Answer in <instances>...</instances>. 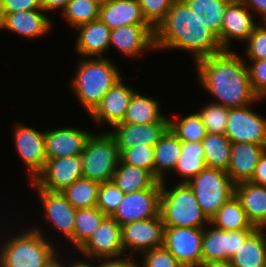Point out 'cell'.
<instances>
[{
    "label": "cell",
    "instance_id": "obj_16",
    "mask_svg": "<svg viewBox=\"0 0 266 267\" xmlns=\"http://www.w3.org/2000/svg\"><path fill=\"white\" fill-rule=\"evenodd\" d=\"M255 16L239 0H231L226 6L221 34L218 37L223 50H230L231 40L246 41L258 25Z\"/></svg>",
    "mask_w": 266,
    "mask_h": 267
},
{
    "label": "cell",
    "instance_id": "obj_45",
    "mask_svg": "<svg viewBox=\"0 0 266 267\" xmlns=\"http://www.w3.org/2000/svg\"><path fill=\"white\" fill-rule=\"evenodd\" d=\"M251 64L248 65V70L252 90L263 99L266 96V59L252 61Z\"/></svg>",
    "mask_w": 266,
    "mask_h": 267
},
{
    "label": "cell",
    "instance_id": "obj_52",
    "mask_svg": "<svg viewBox=\"0 0 266 267\" xmlns=\"http://www.w3.org/2000/svg\"><path fill=\"white\" fill-rule=\"evenodd\" d=\"M202 267H234L230 261L224 262H213L209 264L202 265Z\"/></svg>",
    "mask_w": 266,
    "mask_h": 267
},
{
    "label": "cell",
    "instance_id": "obj_23",
    "mask_svg": "<svg viewBox=\"0 0 266 267\" xmlns=\"http://www.w3.org/2000/svg\"><path fill=\"white\" fill-rule=\"evenodd\" d=\"M79 32L75 41V50L83 58H102L110 47L111 29L100 19L83 24L76 28Z\"/></svg>",
    "mask_w": 266,
    "mask_h": 267
},
{
    "label": "cell",
    "instance_id": "obj_15",
    "mask_svg": "<svg viewBox=\"0 0 266 267\" xmlns=\"http://www.w3.org/2000/svg\"><path fill=\"white\" fill-rule=\"evenodd\" d=\"M83 177L81 156L47 159L43 171L33 181L40 189L62 192Z\"/></svg>",
    "mask_w": 266,
    "mask_h": 267
},
{
    "label": "cell",
    "instance_id": "obj_7",
    "mask_svg": "<svg viewBox=\"0 0 266 267\" xmlns=\"http://www.w3.org/2000/svg\"><path fill=\"white\" fill-rule=\"evenodd\" d=\"M187 184L209 221L235 193V183L229 174L217 168L206 167Z\"/></svg>",
    "mask_w": 266,
    "mask_h": 267
},
{
    "label": "cell",
    "instance_id": "obj_38",
    "mask_svg": "<svg viewBox=\"0 0 266 267\" xmlns=\"http://www.w3.org/2000/svg\"><path fill=\"white\" fill-rule=\"evenodd\" d=\"M99 8L98 4L88 0H70L62 12L67 23L77 28L99 19Z\"/></svg>",
    "mask_w": 266,
    "mask_h": 267
},
{
    "label": "cell",
    "instance_id": "obj_6",
    "mask_svg": "<svg viewBox=\"0 0 266 267\" xmlns=\"http://www.w3.org/2000/svg\"><path fill=\"white\" fill-rule=\"evenodd\" d=\"M81 157L84 178L100 184L109 182L120 161L119 146L108 131L92 133Z\"/></svg>",
    "mask_w": 266,
    "mask_h": 267
},
{
    "label": "cell",
    "instance_id": "obj_3",
    "mask_svg": "<svg viewBox=\"0 0 266 267\" xmlns=\"http://www.w3.org/2000/svg\"><path fill=\"white\" fill-rule=\"evenodd\" d=\"M78 64L71 88L90 115L122 77L115 64L106 57H81Z\"/></svg>",
    "mask_w": 266,
    "mask_h": 267
},
{
    "label": "cell",
    "instance_id": "obj_21",
    "mask_svg": "<svg viewBox=\"0 0 266 267\" xmlns=\"http://www.w3.org/2000/svg\"><path fill=\"white\" fill-rule=\"evenodd\" d=\"M169 128V122L149 124L118 123L108 131L119 146V150L133 148L136 144L155 146L160 137ZM114 129V130H113Z\"/></svg>",
    "mask_w": 266,
    "mask_h": 267
},
{
    "label": "cell",
    "instance_id": "obj_1",
    "mask_svg": "<svg viewBox=\"0 0 266 267\" xmlns=\"http://www.w3.org/2000/svg\"><path fill=\"white\" fill-rule=\"evenodd\" d=\"M247 58L223 50L195 62L199 84L228 108L253 105L259 98L252 90Z\"/></svg>",
    "mask_w": 266,
    "mask_h": 267
},
{
    "label": "cell",
    "instance_id": "obj_30",
    "mask_svg": "<svg viewBox=\"0 0 266 267\" xmlns=\"http://www.w3.org/2000/svg\"><path fill=\"white\" fill-rule=\"evenodd\" d=\"M159 104L157 99L135 92L131 97L121 123L149 124L153 122H169L170 118L161 113Z\"/></svg>",
    "mask_w": 266,
    "mask_h": 267
},
{
    "label": "cell",
    "instance_id": "obj_35",
    "mask_svg": "<svg viewBox=\"0 0 266 267\" xmlns=\"http://www.w3.org/2000/svg\"><path fill=\"white\" fill-rule=\"evenodd\" d=\"M100 183L81 177L61 193L75 209L94 207L98 200Z\"/></svg>",
    "mask_w": 266,
    "mask_h": 267
},
{
    "label": "cell",
    "instance_id": "obj_54",
    "mask_svg": "<svg viewBox=\"0 0 266 267\" xmlns=\"http://www.w3.org/2000/svg\"><path fill=\"white\" fill-rule=\"evenodd\" d=\"M49 267H60V265L55 261L53 264H51Z\"/></svg>",
    "mask_w": 266,
    "mask_h": 267
},
{
    "label": "cell",
    "instance_id": "obj_44",
    "mask_svg": "<svg viewBox=\"0 0 266 267\" xmlns=\"http://www.w3.org/2000/svg\"><path fill=\"white\" fill-rule=\"evenodd\" d=\"M141 255L142 267H184L164 246L153 248ZM140 265L138 267H141Z\"/></svg>",
    "mask_w": 266,
    "mask_h": 267
},
{
    "label": "cell",
    "instance_id": "obj_12",
    "mask_svg": "<svg viewBox=\"0 0 266 267\" xmlns=\"http://www.w3.org/2000/svg\"><path fill=\"white\" fill-rule=\"evenodd\" d=\"M122 245L127 256L133 258L134 252L141 254L153 248L163 246L164 224L160 215L151 219H142L121 226Z\"/></svg>",
    "mask_w": 266,
    "mask_h": 267
},
{
    "label": "cell",
    "instance_id": "obj_22",
    "mask_svg": "<svg viewBox=\"0 0 266 267\" xmlns=\"http://www.w3.org/2000/svg\"><path fill=\"white\" fill-rule=\"evenodd\" d=\"M44 9L20 11L11 14H0V29H6L29 39L41 38L49 33L51 19Z\"/></svg>",
    "mask_w": 266,
    "mask_h": 267
},
{
    "label": "cell",
    "instance_id": "obj_14",
    "mask_svg": "<svg viewBox=\"0 0 266 267\" xmlns=\"http://www.w3.org/2000/svg\"><path fill=\"white\" fill-rule=\"evenodd\" d=\"M161 188H147L125 194L111 216L120 226L159 216Z\"/></svg>",
    "mask_w": 266,
    "mask_h": 267
},
{
    "label": "cell",
    "instance_id": "obj_46",
    "mask_svg": "<svg viewBox=\"0 0 266 267\" xmlns=\"http://www.w3.org/2000/svg\"><path fill=\"white\" fill-rule=\"evenodd\" d=\"M42 9L41 0H0V14Z\"/></svg>",
    "mask_w": 266,
    "mask_h": 267
},
{
    "label": "cell",
    "instance_id": "obj_24",
    "mask_svg": "<svg viewBox=\"0 0 266 267\" xmlns=\"http://www.w3.org/2000/svg\"><path fill=\"white\" fill-rule=\"evenodd\" d=\"M265 150V146L255 143L231 144L230 162L226 172L235 184L252 178L259 158Z\"/></svg>",
    "mask_w": 266,
    "mask_h": 267
},
{
    "label": "cell",
    "instance_id": "obj_18",
    "mask_svg": "<svg viewBox=\"0 0 266 267\" xmlns=\"http://www.w3.org/2000/svg\"><path fill=\"white\" fill-rule=\"evenodd\" d=\"M91 133L77 127H63L45 132L47 159L81 156Z\"/></svg>",
    "mask_w": 266,
    "mask_h": 267
},
{
    "label": "cell",
    "instance_id": "obj_20",
    "mask_svg": "<svg viewBox=\"0 0 266 267\" xmlns=\"http://www.w3.org/2000/svg\"><path fill=\"white\" fill-rule=\"evenodd\" d=\"M135 92V89L126 86L120 79L102 98L100 104L89 116L97 124L101 125L105 122L112 128L122 122L131 97Z\"/></svg>",
    "mask_w": 266,
    "mask_h": 267
},
{
    "label": "cell",
    "instance_id": "obj_39",
    "mask_svg": "<svg viewBox=\"0 0 266 267\" xmlns=\"http://www.w3.org/2000/svg\"><path fill=\"white\" fill-rule=\"evenodd\" d=\"M229 109L221 104L209 102L197 112L207 133L225 134Z\"/></svg>",
    "mask_w": 266,
    "mask_h": 267
},
{
    "label": "cell",
    "instance_id": "obj_50",
    "mask_svg": "<svg viewBox=\"0 0 266 267\" xmlns=\"http://www.w3.org/2000/svg\"><path fill=\"white\" fill-rule=\"evenodd\" d=\"M70 0H41V6L45 12L59 10L63 11Z\"/></svg>",
    "mask_w": 266,
    "mask_h": 267
},
{
    "label": "cell",
    "instance_id": "obj_40",
    "mask_svg": "<svg viewBox=\"0 0 266 267\" xmlns=\"http://www.w3.org/2000/svg\"><path fill=\"white\" fill-rule=\"evenodd\" d=\"M120 151V162L149 171L154 176V146L138 145Z\"/></svg>",
    "mask_w": 266,
    "mask_h": 267
},
{
    "label": "cell",
    "instance_id": "obj_47",
    "mask_svg": "<svg viewBox=\"0 0 266 267\" xmlns=\"http://www.w3.org/2000/svg\"><path fill=\"white\" fill-rule=\"evenodd\" d=\"M249 181L256 185L266 186V150L260 156L254 174Z\"/></svg>",
    "mask_w": 266,
    "mask_h": 267
},
{
    "label": "cell",
    "instance_id": "obj_51",
    "mask_svg": "<svg viewBox=\"0 0 266 267\" xmlns=\"http://www.w3.org/2000/svg\"><path fill=\"white\" fill-rule=\"evenodd\" d=\"M55 261L60 265V267H95L94 265H91L90 262H86V261H81V260H77L74 262H71L69 265H67L66 263L64 264V260H60V257L57 255Z\"/></svg>",
    "mask_w": 266,
    "mask_h": 267
},
{
    "label": "cell",
    "instance_id": "obj_36",
    "mask_svg": "<svg viewBox=\"0 0 266 267\" xmlns=\"http://www.w3.org/2000/svg\"><path fill=\"white\" fill-rule=\"evenodd\" d=\"M107 216L96 206L77 209L73 230V246L79 249Z\"/></svg>",
    "mask_w": 266,
    "mask_h": 267
},
{
    "label": "cell",
    "instance_id": "obj_4",
    "mask_svg": "<svg viewBox=\"0 0 266 267\" xmlns=\"http://www.w3.org/2000/svg\"><path fill=\"white\" fill-rule=\"evenodd\" d=\"M41 229L33 227L9 236L0 248V267H49L59 252ZM58 251V252H57Z\"/></svg>",
    "mask_w": 266,
    "mask_h": 267
},
{
    "label": "cell",
    "instance_id": "obj_27",
    "mask_svg": "<svg viewBox=\"0 0 266 267\" xmlns=\"http://www.w3.org/2000/svg\"><path fill=\"white\" fill-rule=\"evenodd\" d=\"M180 155L181 140L168 128L154 146V177L165 181V174L174 171Z\"/></svg>",
    "mask_w": 266,
    "mask_h": 267
},
{
    "label": "cell",
    "instance_id": "obj_26",
    "mask_svg": "<svg viewBox=\"0 0 266 267\" xmlns=\"http://www.w3.org/2000/svg\"><path fill=\"white\" fill-rule=\"evenodd\" d=\"M234 194L252 225L256 228H266V186L244 181L235 184Z\"/></svg>",
    "mask_w": 266,
    "mask_h": 267
},
{
    "label": "cell",
    "instance_id": "obj_43",
    "mask_svg": "<svg viewBox=\"0 0 266 267\" xmlns=\"http://www.w3.org/2000/svg\"><path fill=\"white\" fill-rule=\"evenodd\" d=\"M266 23L259 24L246 40L245 55L248 60L258 61L266 59Z\"/></svg>",
    "mask_w": 266,
    "mask_h": 267
},
{
    "label": "cell",
    "instance_id": "obj_17",
    "mask_svg": "<svg viewBox=\"0 0 266 267\" xmlns=\"http://www.w3.org/2000/svg\"><path fill=\"white\" fill-rule=\"evenodd\" d=\"M31 185L39 194L40 202L45 209V218L73 244V230L77 209L68 202L61 192L40 189L33 181Z\"/></svg>",
    "mask_w": 266,
    "mask_h": 267
},
{
    "label": "cell",
    "instance_id": "obj_10",
    "mask_svg": "<svg viewBox=\"0 0 266 267\" xmlns=\"http://www.w3.org/2000/svg\"><path fill=\"white\" fill-rule=\"evenodd\" d=\"M252 105L230 108L225 135L232 143H255L266 147V118Z\"/></svg>",
    "mask_w": 266,
    "mask_h": 267
},
{
    "label": "cell",
    "instance_id": "obj_48",
    "mask_svg": "<svg viewBox=\"0 0 266 267\" xmlns=\"http://www.w3.org/2000/svg\"><path fill=\"white\" fill-rule=\"evenodd\" d=\"M242 2L255 17L262 18L263 23L266 22V0H239ZM256 12V13H255ZM259 14V15H258Z\"/></svg>",
    "mask_w": 266,
    "mask_h": 267
},
{
    "label": "cell",
    "instance_id": "obj_19",
    "mask_svg": "<svg viewBox=\"0 0 266 267\" xmlns=\"http://www.w3.org/2000/svg\"><path fill=\"white\" fill-rule=\"evenodd\" d=\"M109 45H113L128 58L149 49L155 51L154 29L150 25H124L111 29Z\"/></svg>",
    "mask_w": 266,
    "mask_h": 267
},
{
    "label": "cell",
    "instance_id": "obj_42",
    "mask_svg": "<svg viewBox=\"0 0 266 267\" xmlns=\"http://www.w3.org/2000/svg\"><path fill=\"white\" fill-rule=\"evenodd\" d=\"M146 22L155 30L175 0H137Z\"/></svg>",
    "mask_w": 266,
    "mask_h": 267
},
{
    "label": "cell",
    "instance_id": "obj_8",
    "mask_svg": "<svg viewBox=\"0 0 266 267\" xmlns=\"http://www.w3.org/2000/svg\"><path fill=\"white\" fill-rule=\"evenodd\" d=\"M78 251L86 260L91 258L92 263L93 258L99 261L122 260L121 257L125 254L121 226L112 217L107 216Z\"/></svg>",
    "mask_w": 266,
    "mask_h": 267
},
{
    "label": "cell",
    "instance_id": "obj_25",
    "mask_svg": "<svg viewBox=\"0 0 266 267\" xmlns=\"http://www.w3.org/2000/svg\"><path fill=\"white\" fill-rule=\"evenodd\" d=\"M99 19L110 29L124 25H149L137 0H108L99 8Z\"/></svg>",
    "mask_w": 266,
    "mask_h": 267
},
{
    "label": "cell",
    "instance_id": "obj_37",
    "mask_svg": "<svg viewBox=\"0 0 266 267\" xmlns=\"http://www.w3.org/2000/svg\"><path fill=\"white\" fill-rule=\"evenodd\" d=\"M169 128L181 141L201 142L207 134L198 113L189 114L178 120L169 119Z\"/></svg>",
    "mask_w": 266,
    "mask_h": 267
},
{
    "label": "cell",
    "instance_id": "obj_49",
    "mask_svg": "<svg viewBox=\"0 0 266 267\" xmlns=\"http://www.w3.org/2000/svg\"><path fill=\"white\" fill-rule=\"evenodd\" d=\"M100 265H96L95 267H138V263H135V260L132 258L126 257L122 260H110V261H102L99 262Z\"/></svg>",
    "mask_w": 266,
    "mask_h": 267
},
{
    "label": "cell",
    "instance_id": "obj_2",
    "mask_svg": "<svg viewBox=\"0 0 266 267\" xmlns=\"http://www.w3.org/2000/svg\"><path fill=\"white\" fill-rule=\"evenodd\" d=\"M155 50L189 51L196 62L223 51L218 37L204 25L183 0H175L154 30Z\"/></svg>",
    "mask_w": 266,
    "mask_h": 267
},
{
    "label": "cell",
    "instance_id": "obj_31",
    "mask_svg": "<svg viewBox=\"0 0 266 267\" xmlns=\"http://www.w3.org/2000/svg\"><path fill=\"white\" fill-rule=\"evenodd\" d=\"M209 224L226 231L256 229L249 221L241 202L235 194L221 206L210 219Z\"/></svg>",
    "mask_w": 266,
    "mask_h": 267
},
{
    "label": "cell",
    "instance_id": "obj_41",
    "mask_svg": "<svg viewBox=\"0 0 266 267\" xmlns=\"http://www.w3.org/2000/svg\"><path fill=\"white\" fill-rule=\"evenodd\" d=\"M125 193L112 181L101 183L96 207L106 216H112L123 200Z\"/></svg>",
    "mask_w": 266,
    "mask_h": 267
},
{
    "label": "cell",
    "instance_id": "obj_28",
    "mask_svg": "<svg viewBox=\"0 0 266 267\" xmlns=\"http://www.w3.org/2000/svg\"><path fill=\"white\" fill-rule=\"evenodd\" d=\"M266 235L256 228L240 245L230 262L234 267H266Z\"/></svg>",
    "mask_w": 266,
    "mask_h": 267
},
{
    "label": "cell",
    "instance_id": "obj_11",
    "mask_svg": "<svg viewBox=\"0 0 266 267\" xmlns=\"http://www.w3.org/2000/svg\"><path fill=\"white\" fill-rule=\"evenodd\" d=\"M204 227L202 238V265L213 262L230 261L240 245L254 230L218 229L215 226Z\"/></svg>",
    "mask_w": 266,
    "mask_h": 267
},
{
    "label": "cell",
    "instance_id": "obj_13",
    "mask_svg": "<svg viewBox=\"0 0 266 267\" xmlns=\"http://www.w3.org/2000/svg\"><path fill=\"white\" fill-rule=\"evenodd\" d=\"M14 141L16 151L24 161L31 177L30 182L43 171L46 161L45 132L36 131L33 127L16 123Z\"/></svg>",
    "mask_w": 266,
    "mask_h": 267
},
{
    "label": "cell",
    "instance_id": "obj_29",
    "mask_svg": "<svg viewBox=\"0 0 266 267\" xmlns=\"http://www.w3.org/2000/svg\"><path fill=\"white\" fill-rule=\"evenodd\" d=\"M111 181L125 194L147 188H161V182L149 171L120 161Z\"/></svg>",
    "mask_w": 266,
    "mask_h": 267
},
{
    "label": "cell",
    "instance_id": "obj_32",
    "mask_svg": "<svg viewBox=\"0 0 266 267\" xmlns=\"http://www.w3.org/2000/svg\"><path fill=\"white\" fill-rule=\"evenodd\" d=\"M206 167L202 143L181 141V155L174 168L175 173L184 177L180 183H187Z\"/></svg>",
    "mask_w": 266,
    "mask_h": 267
},
{
    "label": "cell",
    "instance_id": "obj_53",
    "mask_svg": "<svg viewBox=\"0 0 266 267\" xmlns=\"http://www.w3.org/2000/svg\"><path fill=\"white\" fill-rule=\"evenodd\" d=\"M90 2L96 3L99 6H102L103 4H105L108 0H88Z\"/></svg>",
    "mask_w": 266,
    "mask_h": 267
},
{
    "label": "cell",
    "instance_id": "obj_5",
    "mask_svg": "<svg viewBox=\"0 0 266 267\" xmlns=\"http://www.w3.org/2000/svg\"><path fill=\"white\" fill-rule=\"evenodd\" d=\"M165 184L166 180L161 182L159 208L164 227L204 228L207 223L209 225V220L187 183L178 182L170 189Z\"/></svg>",
    "mask_w": 266,
    "mask_h": 267
},
{
    "label": "cell",
    "instance_id": "obj_9",
    "mask_svg": "<svg viewBox=\"0 0 266 267\" xmlns=\"http://www.w3.org/2000/svg\"><path fill=\"white\" fill-rule=\"evenodd\" d=\"M204 228L165 227L163 246L184 267L202 266Z\"/></svg>",
    "mask_w": 266,
    "mask_h": 267
},
{
    "label": "cell",
    "instance_id": "obj_34",
    "mask_svg": "<svg viewBox=\"0 0 266 267\" xmlns=\"http://www.w3.org/2000/svg\"><path fill=\"white\" fill-rule=\"evenodd\" d=\"M201 143L206 166L227 171L232 144L229 138L225 134L207 133Z\"/></svg>",
    "mask_w": 266,
    "mask_h": 267
},
{
    "label": "cell",
    "instance_id": "obj_33",
    "mask_svg": "<svg viewBox=\"0 0 266 267\" xmlns=\"http://www.w3.org/2000/svg\"><path fill=\"white\" fill-rule=\"evenodd\" d=\"M193 13L217 37L221 34V26L226 6L231 0H183Z\"/></svg>",
    "mask_w": 266,
    "mask_h": 267
}]
</instances>
